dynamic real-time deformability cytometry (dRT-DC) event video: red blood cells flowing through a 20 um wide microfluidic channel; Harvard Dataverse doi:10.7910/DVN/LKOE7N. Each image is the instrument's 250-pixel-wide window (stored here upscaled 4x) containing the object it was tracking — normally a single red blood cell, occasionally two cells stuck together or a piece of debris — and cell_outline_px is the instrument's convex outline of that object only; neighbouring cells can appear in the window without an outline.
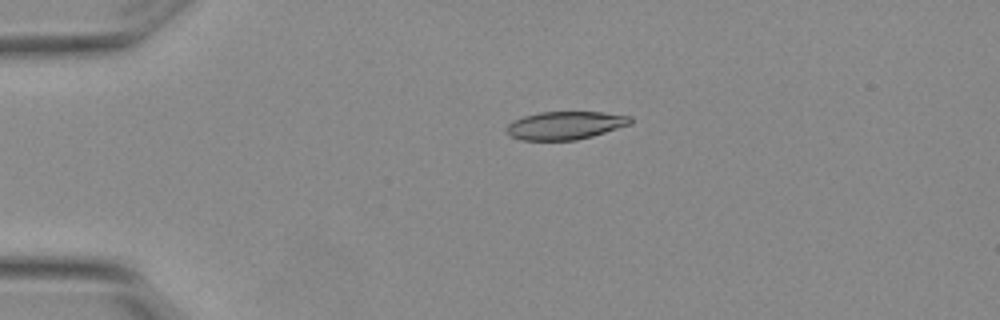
{"species": "Egyptian fruit bat (a non-hibernating species)", "species_latin": "Rousettus aegyptiacus", "temperature_condition": "warm", "stored_images_in_passage": 5, "camera_frame_rate_fps": 3000, "um_per_image_px": 0.085, "animal": {"sex": "female"}, "frame": {"image": 1, "passage_image": 4, "time_ms": 1.0, "image_size_px": [1000, 320], "cell_outline_px": [[632, 124], [592, 136], [576, 140], [520, 140], [512, 136], [504, 128], [512, 120], [524, 116], [540, 112], [604, 112], [632, 116]], "centroid_in_image_um": [48.06, 10.65], "position_along_channel_um": 36.9, "area_um2": 20.35}}